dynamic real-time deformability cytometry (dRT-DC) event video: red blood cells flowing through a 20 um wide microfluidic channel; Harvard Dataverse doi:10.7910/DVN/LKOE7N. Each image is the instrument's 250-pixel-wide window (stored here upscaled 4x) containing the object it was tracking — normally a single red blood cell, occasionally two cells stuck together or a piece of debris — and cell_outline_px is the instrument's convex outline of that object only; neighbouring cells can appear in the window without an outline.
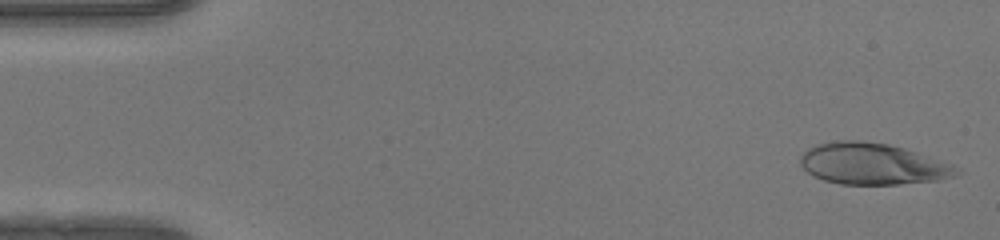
{"species": "human", "species_latin": "Homo sapiens", "temperature_condition": "warm", "stored_images_in_passage": 48, "camera_frame_rate_fps": 3000, "um_per_image_px": 0.085, "donor": {"sex": "female"}, "frame": {"image": 1, "passage_image": 1, "time_ms": 0.0, "image_size_px": [1000, 240], "cell_outline_px": [[960, 172], [956, 176], [936, 180], [900, 184], [840, 184], [824, 180], [812, 176], [800, 164], [800, 156], [808, 148], [816, 144], [836, 140], [856, 140], [888, 144], [904, 148], [952, 164]], "centroid_in_image_um": [74.13, 13.93], "position_along_channel_um": 10.9, "area_um2": 37.57}}
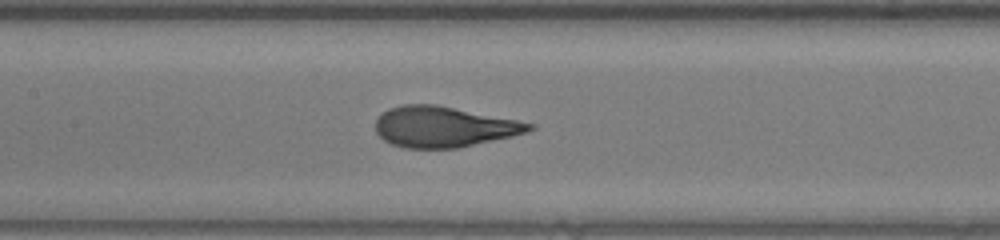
{"frame": {"image": 2, "passage_image": 22, "time_ms": 7.0, "image_size_px": [1000, 240], "cell_outline_px": [[536, 128], [528, 132], [512, 136], [460, 148], [404, 148], [392, 144], [384, 140], [376, 132], [376, 120], [388, 108], [404, 104], [436, 104], [536, 124]], "centroid_in_image_um": [37.73, 10.78], "position_along_channel_um": 169.7, "area_um2": 36.41}}
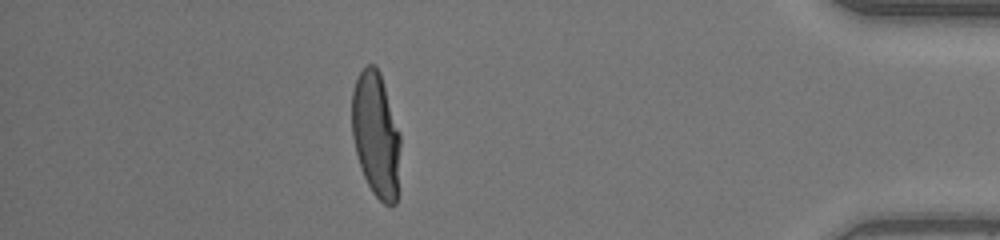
{"frame": {"image": 3, "passage_image": 42, "time_ms": 13.667, "image_size_px": [1000, 240], "cell_outline_px": [[400, 144], [396, 204], [392, 208], [384, 204], [372, 192], [360, 168], [352, 136], [352, 92], [356, 80], [360, 72], [368, 64], [376, 64], [380, 72], [400, 132]], "centroid_in_image_um": [31.96, 11.46], "position_along_channel_um": 403.2, "area_um2": 35.43}, "authors_computed_cell_mechanics": {"area_um2": 36.5007, "velocity_mm_per_s": 4.2215, "shape_relaxation_time_tau1_ms": 4.4437, "shape_relaxation_time_tau2_ms": null, "deformation_change_tau1": 0.2666, "deformation_change_tau2": null}}